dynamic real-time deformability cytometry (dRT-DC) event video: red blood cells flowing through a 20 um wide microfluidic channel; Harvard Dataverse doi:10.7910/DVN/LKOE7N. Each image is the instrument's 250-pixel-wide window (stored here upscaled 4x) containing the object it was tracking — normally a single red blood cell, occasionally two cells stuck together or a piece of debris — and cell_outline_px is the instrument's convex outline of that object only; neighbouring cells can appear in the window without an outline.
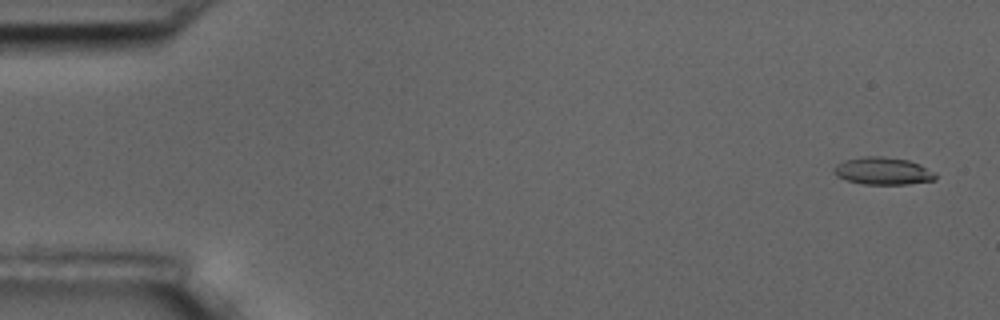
{"species": "common noctule bat (a hibernating species)", "species_latin": "Nyctalus noctula", "temperature_condition": "room temperature", "stored_images_in_passage": 6, "camera_frame_rate_fps": 3000, "um_per_image_px": 0.085, "animal": {"sex": "male", "body_mass_g": 17.5, "forearm_length_mm": 52.3}, "frame": {"image": 1, "passage_image": 1, "time_ms": 0.0, "image_size_px": [1000, 320], "cell_outline_px": [[936, 180], [908, 184], [864, 184], [848, 180], [836, 176], [832, 168], [836, 164], [844, 160], [864, 156], [880, 156], [908, 160], [920, 164], [936, 172]], "centroid_in_image_um": [75.06, 14.53], "position_along_channel_um": 9.9, "area_um2": 16.3}}
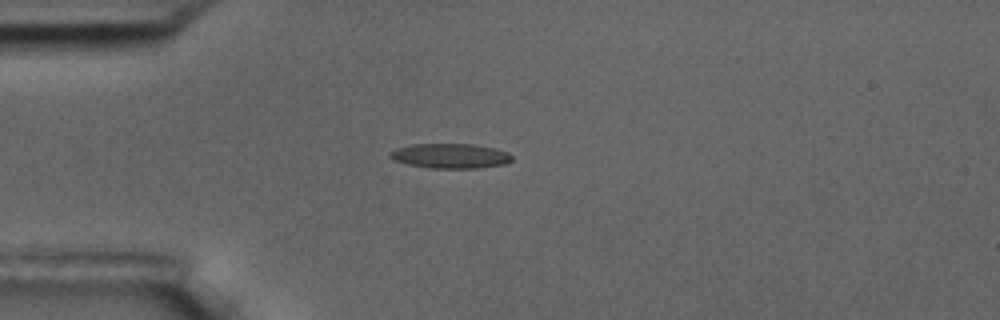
{"frame": {"image": 2, "passage_image": 4, "time_ms": 4.333, "image_size_px": [1000, 320], "cell_outline_px": [[512, 160], [504, 164], [476, 168], [432, 168], [408, 164], [392, 160], [388, 156], [388, 152], [396, 148], [412, 144], [472, 144], [496, 148], [508, 152], [512, 156]], "centroid_in_image_um": [38.25, 13.24], "position_along_channel_um": 46.8, "area_um2": 17.69}}
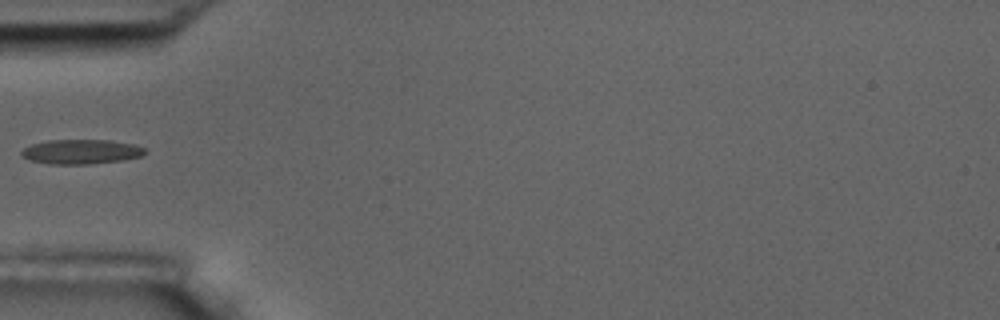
{"frame": {"image": 3, "passage_image": 5, "time_ms": 5.667, "image_size_px": [1000, 320], "cell_outline_px": [[148, 152], [140, 156], [124, 160], [88, 164], [48, 164], [32, 160], [20, 156], [20, 152], [24, 148], [32, 144], [48, 140], [108, 140], [136, 144], [144, 148]], "centroid_in_image_um": [6.91, 12.89], "position_along_channel_um": 78.1, "area_um2": 17.74}}